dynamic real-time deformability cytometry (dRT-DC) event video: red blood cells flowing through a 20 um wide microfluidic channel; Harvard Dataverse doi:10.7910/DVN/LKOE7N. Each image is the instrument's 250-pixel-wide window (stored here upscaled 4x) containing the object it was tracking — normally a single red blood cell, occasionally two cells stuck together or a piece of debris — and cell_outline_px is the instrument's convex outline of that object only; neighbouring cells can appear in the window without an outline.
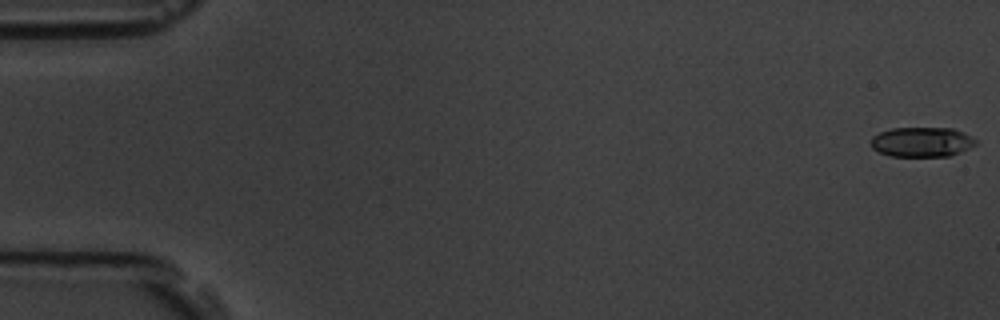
{"species": "common noctule bat (a hibernating species)", "species_latin": "Nyctalus noctula", "temperature_condition": "room temperature", "stored_images_in_passage": 6, "camera_frame_rate_fps": 3000, "um_per_image_px": 0.085, "animal": {"sex": "male", "body_mass_g": 19.5, "forearm_length_mm": 54.6}, "frame": {"image": 1, "passage_image": 1, "time_ms": 0.0, "image_size_px": [1000, 320], "cell_outline_px": [[976, 144], [968, 148], [948, 156], [892, 156], [880, 152], [872, 148], [872, 136], [880, 132], [892, 128], [952, 128], [964, 132], [976, 140]], "centroid_in_image_um": [78.35, 12.06], "position_along_channel_um": 6.7, "area_um2": 17.98}}
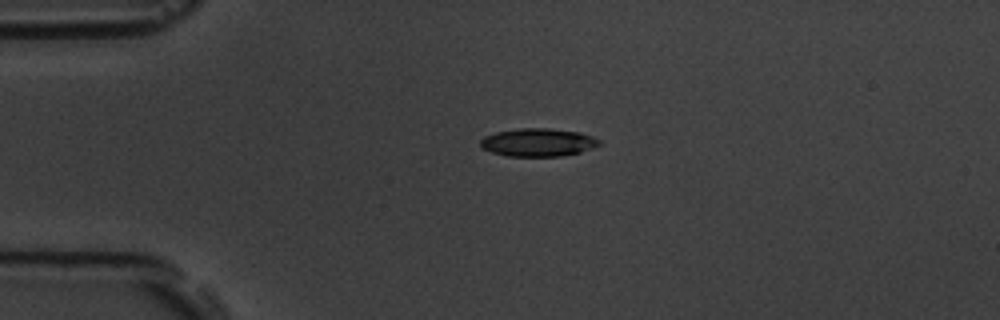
{"frame": {"image": 2, "passage_image": 5, "time_ms": 4.333, "image_size_px": [1000, 320], "cell_outline_px": [[600, 144], [592, 148], [580, 152], [560, 156], [508, 156], [492, 152], [484, 148], [480, 144], [480, 140], [484, 136], [496, 132], [520, 128], [548, 128], [580, 132], [592, 136], [600, 140]], "centroid_in_image_um": [45.74, 12.09], "position_along_channel_um": 39.3, "area_um2": 19.31}}